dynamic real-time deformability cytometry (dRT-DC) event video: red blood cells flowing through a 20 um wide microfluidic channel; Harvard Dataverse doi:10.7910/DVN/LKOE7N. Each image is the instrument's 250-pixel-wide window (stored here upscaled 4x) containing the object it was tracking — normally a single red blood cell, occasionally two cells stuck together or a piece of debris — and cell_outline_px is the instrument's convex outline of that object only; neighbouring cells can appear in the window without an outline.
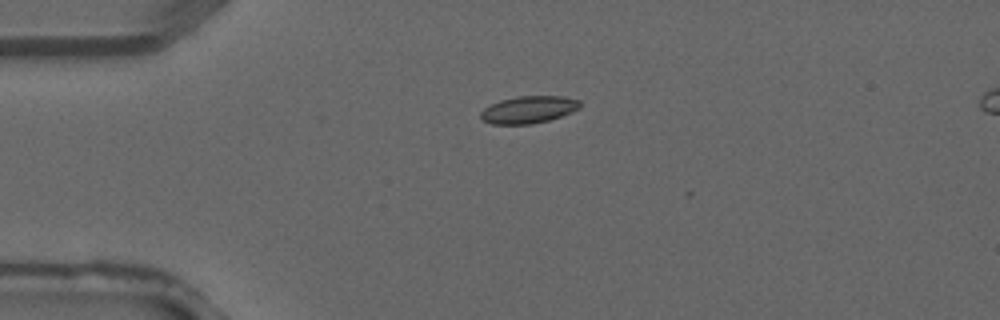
{"species": "common noctule bat (a hibernating species)", "species_latin": "Nyctalus noctula", "temperature_condition": "warm", "stored_images_in_passage": 3, "camera_frame_rate_fps": 3000, "um_per_image_px": 0.085, "animal": {"sex": "male", "forearm_length_mm": 52.5}, "frame": {"image": 1, "passage_image": 2, "time_ms": 0.333, "image_size_px": [1000, 320], "cell_outline_px": [[580, 108], [572, 112], [548, 120], [532, 124], [492, 124], [480, 120], [480, 112], [484, 108], [500, 100], [520, 96], [564, 96], [580, 100]], "centroid_in_image_um": [44.92, 9.32], "position_along_channel_um": 40.1, "area_um2": 15.78}}